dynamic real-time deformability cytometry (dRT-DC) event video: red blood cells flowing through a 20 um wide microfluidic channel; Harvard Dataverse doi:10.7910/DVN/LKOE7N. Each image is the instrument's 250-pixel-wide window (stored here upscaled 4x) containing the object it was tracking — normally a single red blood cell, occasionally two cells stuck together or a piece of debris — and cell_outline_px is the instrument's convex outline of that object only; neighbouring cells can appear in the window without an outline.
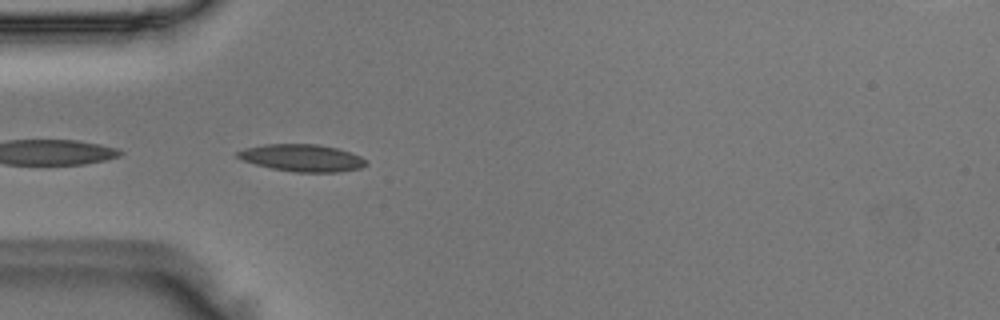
{"species": "Egyptian fruit bat (a non-hibernating species)", "species_latin": "Rousettus aegyptiacus", "temperature_condition": "room temperature", "stored_images_in_passage": 4, "camera_frame_rate_fps": 3000, "um_per_image_px": 0.085, "animal": {"sex": "male"}, "frame": {"image": 1, "passage_image": 1, "time_ms": 0.0, "image_size_px": [1000, 320], "cell_outline_px": [[368, 164], [360, 168], [336, 172], [296, 172], [272, 168], [256, 164], [244, 160], [236, 156], [236, 152], [244, 148], [264, 144], [316, 144], [336, 148], [360, 156]], "centroid_in_image_um": [25.65, 13.41], "position_along_channel_um": 59.3, "area_um2": 20.06}}